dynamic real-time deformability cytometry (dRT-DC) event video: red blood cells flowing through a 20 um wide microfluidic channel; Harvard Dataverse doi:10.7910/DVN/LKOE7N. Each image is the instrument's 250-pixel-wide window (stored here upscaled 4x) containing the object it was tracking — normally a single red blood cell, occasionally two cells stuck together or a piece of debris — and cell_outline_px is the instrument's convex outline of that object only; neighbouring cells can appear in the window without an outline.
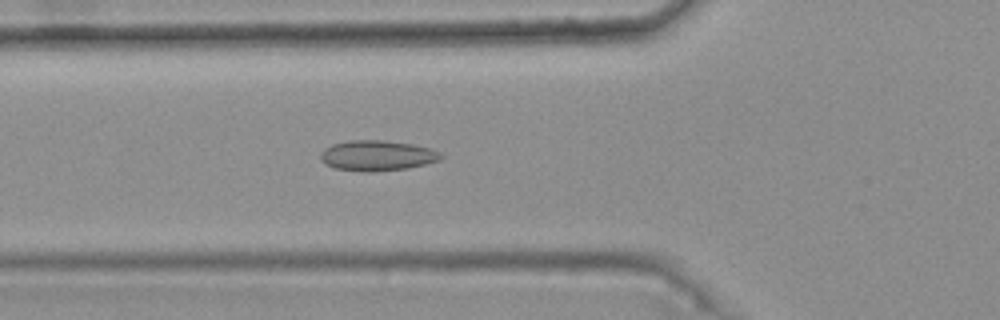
{"species": "common noctule bat (a hibernating species)", "species_latin": "Nyctalus noctula", "temperature_condition": "warm", "stored_images_in_passage": 41, "camera_frame_rate_fps": 3000, "um_per_image_px": 0.085, "animal": {"sex": "female", "body_mass_g": 25.1}, "frame": {"image": 1, "passage_image": 13, "time_ms": 4.0, "image_size_px": [1000, 320], "cell_outline_px": [[444, 156], [440, 160], [408, 168], [372, 172], [364, 172], [336, 168], [324, 164], [320, 160], [320, 152], [324, 148], [332, 144], [348, 140], [384, 140], [412, 144], [428, 148], [440, 152]], "centroid_in_image_um": [32.02, 13.22], "position_along_channel_um": 93.8, "area_um2": 21.44}}
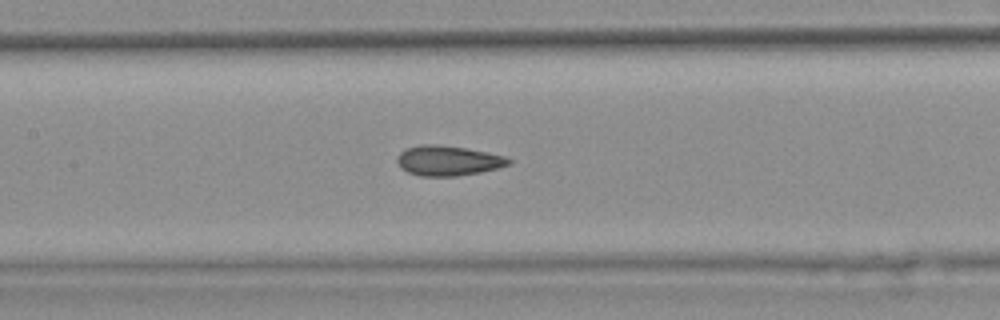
{"frame": {"image": 2, "passage_image": 19, "time_ms": 6.0, "image_size_px": [1000, 320], "cell_outline_px": [[512, 164], [480, 172], [456, 176], [420, 176], [408, 172], [400, 168], [396, 160], [400, 152], [408, 148], [420, 144], [432, 144], [464, 148], [488, 152], [504, 156], [512, 160]], "centroid_in_image_um": [38.08, 13.66], "position_along_channel_um": 169.3, "area_um2": 19.42}}
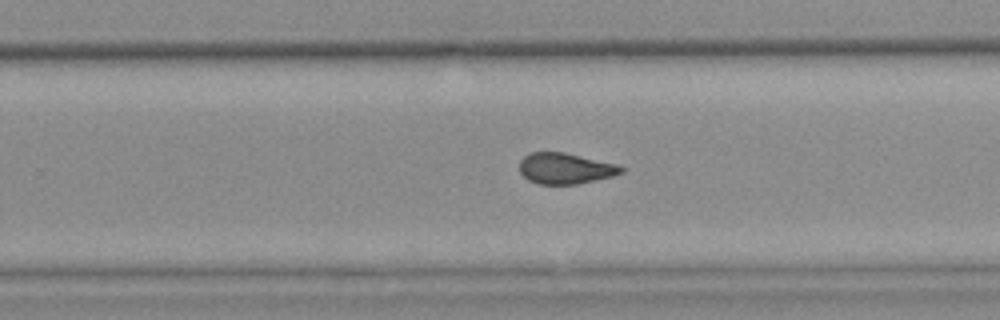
{"frame": {"image": 3, "passage_image": 28, "time_ms": 9.0, "image_size_px": [1000, 320], "cell_outline_px": [[624, 172], [612, 176], [576, 184], [536, 184], [528, 180], [520, 172], [520, 160], [528, 152], [564, 152], [616, 164], [624, 168]], "centroid_in_image_um": [48.02, 14.31], "position_along_channel_um": 281.8, "area_um2": 18.26}, "authors_computed_cell_mechanics": {"area_um2": 19.1318, "velocity_mm_per_s": 3.7643, "shape_relaxation_time_tau1_ms": null, "shape_relaxation_time_tau2_ms": 1.5996, "deformation_change_tau1": null, "deformation_change_tau2": 0.076}}